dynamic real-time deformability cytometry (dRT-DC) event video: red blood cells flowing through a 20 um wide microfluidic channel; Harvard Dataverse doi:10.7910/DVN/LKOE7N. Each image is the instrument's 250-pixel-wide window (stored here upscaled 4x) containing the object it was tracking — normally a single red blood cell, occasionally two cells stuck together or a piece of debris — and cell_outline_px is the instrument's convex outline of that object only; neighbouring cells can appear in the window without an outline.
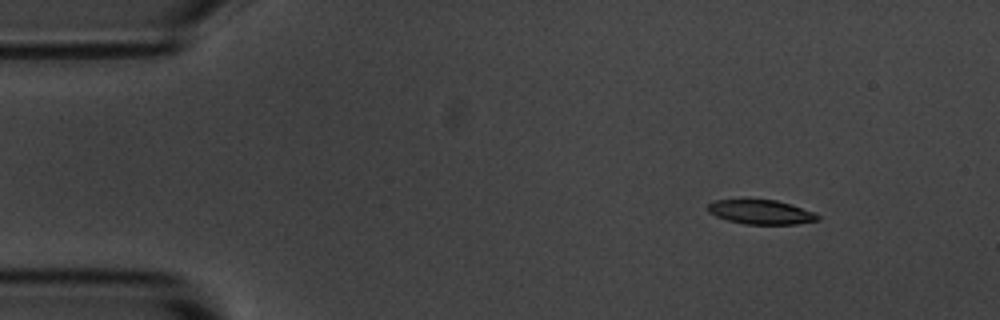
{"species": "common noctule bat (a hibernating species)", "species_latin": "Nyctalus noctula", "temperature_condition": "room temperature", "stored_images_in_passage": 5, "camera_frame_rate_fps": 3000, "um_per_image_px": 0.085, "animal": {"sex": "male", "body_mass_g": 20.1, "forearm_length_mm": 53.5}, "frame": {"image": 1, "passage_image": 1, "time_ms": 0.0, "image_size_px": [1000, 320], "cell_outline_px": [[820, 220], [796, 224], [744, 224], [728, 220], [716, 216], [708, 212], [708, 204], [716, 200], [776, 200], [812, 212], [820, 216]], "centroid_in_image_um": [64.66, 18.04], "position_along_channel_um": 20.3, "area_um2": 15.26}}
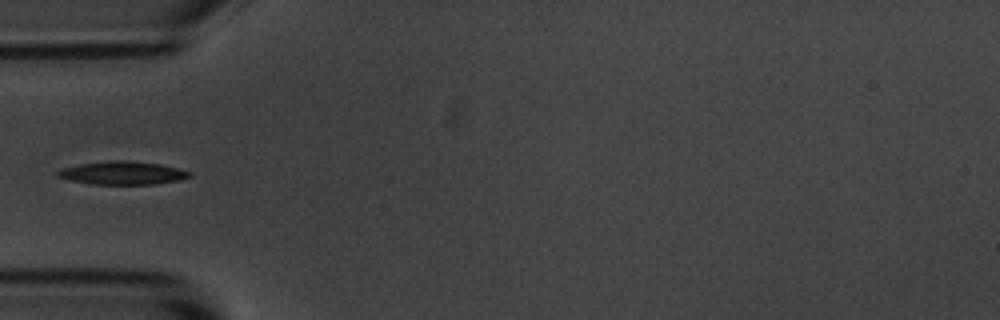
{"frame": {"image": 2, "passage_image": 4, "time_ms": 3.667, "image_size_px": [1000, 320], "cell_outline_px": [[192, 176], [180, 180], [156, 184], [88, 184], [68, 180], [56, 176], [56, 172], [64, 168], [80, 164], [108, 160], [124, 160], [160, 164], [192, 172]], "centroid_in_image_um": [10.41, 14.71], "position_along_channel_um": 74.6, "area_um2": 17.86}}